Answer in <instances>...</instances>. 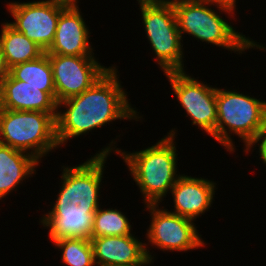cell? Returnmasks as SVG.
<instances>
[{
    "label": "cell",
    "instance_id": "cell-1",
    "mask_svg": "<svg viewBox=\"0 0 266 266\" xmlns=\"http://www.w3.org/2000/svg\"><path fill=\"white\" fill-rule=\"evenodd\" d=\"M109 155H93L84 163L62 166L61 186L56 201L39 224L49 229L52 243L61 239L91 240L96 210L100 204V186Z\"/></svg>",
    "mask_w": 266,
    "mask_h": 266
},
{
    "label": "cell",
    "instance_id": "cell-2",
    "mask_svg": "<svg viewBox=\"0 0 266 266\" xmlns=\"http://www.w3.org/2000/svg\"><path fill=\"white\" fill-rule=\"evenodd\" d=\"M119 77L116 65H112L89 89L58 102L56 136L60 147L72 138L118 119L139 121L143 118L129 102Z\"/></svg>",
    "mask_w": 266,
    "mask_h": 266
},
{
    "label": "cell",
    "instance_id": "cell-3",
    "mask_svg": "<svg viewBox=\"0 0 266 266\" xmlns=\"http://www.w3.org/2000/svg\"><path fill=\"white\" fill-rule=\"evenodd\" d=\"M177 130L172 128L156 144L140 151L128 152L116 148L113 139L108 146L101 148L95 155L115 153L122 158L128 171L140 189L144 205L161 204L181 176L177 174L178 154L175 144ZM114 146V147H113ZM161 202V203H160Z\"/></svg>",
    "mask_w": 266,
    "mask_h": 266
},
{
    "label": "cell",
    "instance_id": "cell-4",
    "mask_svg": "<svg viewBox=\"0 0 266 266\" xmlns=\"http://www.w3.org/2000/svg\"><path fill=\"white\" fill-rule=\"evenodd\" d=\"M174 7L177 27L182 41L188 34L196 40L210 43L216 47L241 55L245 50L259 49L266 51L264 44L251 40L228 23L220 14L234 18L236 7L212 0H169ZM215 6L218 11L214 10ZM212 8V9H211ZM216 11V12H215ZM223 12V13H222ZM183 34V35H182Z\"/></svg>",
    "mask_w": 266,
    "mask_h": 266
},
{
    "label": "cell",
    "instance_id": "cell-5",
    "mask_svg": "<svg viewBox=\"0 0 266 266\" xmlns=\"http://www.w3.org/2000/svg\"><path fill=\"white\" fill-rule=\"evenodd\" d=\"M216 103L215 141L231 154L236 150L232 134L241 138L246 149L266 127V101L217 87Z\"/></svg>",
    "mask_w": 266,
    "mask_h": 266
},
{
    "label": "cell",
    "instance_id": "cell-6",
    "mask_svg": "<svg viewBox=\"0 0 266 266\" xmlns=\"http://www.w3.org/2000/svg\"><path fill=\"white\" fill-rule=\"evenodd\" d=\"M56 116L57 113L0 109V143L29 153L41 162L60 148Z\"/></svg>",
    "mask_w": 266,
    "mask_h": 266
},
{
    "label": "cell",
    "instance_id": "cell-7",
    "mask_svg": "<svg viewBox=\"0 0 266 266\" xmlns=\"http://www.w3.org/2000/svg\"><path fill=\"white\" fill-rule=\"evenodd\" d=\"M155 62L165 73L185 71L184 48L170 1L137 0Z\"/></svg>",
    "mask_w": 266,
    "mask_h": 266
},
{
    "label": "cell",
    "instance_id": "cell-8",
    "mask_svg": "<svg viewBox=\"0 0 266 266\" xmlns=\"http://www.w3.org/2000/svg\"><path fill=\"white\" fill-rule=\"evenodd\" d=\"M149 210L150 224L146 232L145 250L148 259L154 260L155 257L150 253L149 246L160 251L187 252L205 247V240L199 234L194 220L177 215L165 209L159 204H148L144 206ZM151 244V245H150ZM147 245H149L147 247Z\"/></svg>",
    "mask_w": 266,
    "mask_h": 266
},
{
    "label": "cell",
    "instance_id": "cell-9",
    "mask_svg": "<svg viewBox=\"0 0 266 266\" xmlns=\"http://www.w3.org/2000/svg\"><path fill=\"white\" fill-rule=\"evenodd\" d=\"M186 71L165 73L178 103L186 111V117L192 120L207 135L215 139L217 122L216 90L210 84H205Z\"/></svg>",
    "mask_w": 266,
    "mask_h": 266
},
{
    "label": "cell",
    "instance_id": "cell-10",
    "mask_svg": "<svg viewBox=\"0 0 266 266\" xmlns=\"http://www.w3.org/2000/svg\"><path fill=\"white\" fill-rule=\"evenodd\" d=\"M66 6L50 0L9 2L6 9L15 21L8 23L46 52L53 43L60 12Z\"/></svg>",
    "mask_w": 266,
    "mask_h": 266
},
{
    "label": "cell",
    "instance_id": "cell-11",
    "mask_svg": "<svg viewBox=\"0 0 266 266\" xmlns=\"http://www.w3.org/2000/svg\"><path fill=\"white\" fill-rule=\"evenodd\" d=\"M48 56L53 71L57 103L89 89L111 68L99 63L95 56Z\"/></svg>",
    "mask_w": 266,
    "mask_h": 266
},
{
    "label": "cell",
    "instance_id": "cell-12",
    "mask_svg": "<svg viewBox=\"0 0 266 266\" xmlns=\"http://www.w3.org/2000/svg\"><path fill=\"white\" fill-rule=\"evenodd\" d=\"M79 5H67L57 22L55 37L47 54L64 56H94V48Z\"/></svg>",
    "mask_w": 266,
    "mask_h": 266
},
{
    "label": "cell",
    "instance_id": "cell-13",
    "mask_svg": "<svg viewBox=\"0 0 266 266\" xmlns=\"http://www.w3.org/2000/svg\"><path fill=\"white\" fill-rule=\"evenodd\" d=\"M216 185L208 178L182 174L170 190L174 202L170 212L195 221L213 205Z\"/></svg>",
    "mask_w": 266,
    "mask_h": 266
},
{
    "label": "cell",
    "instance_id": "cell-14",
    "mask_svg": "<svg viewBox=\"0 0 266 266\" xmlns=\"http://www.w3.org/2000/svg\"><path fill=\"white\" fill-rule=\"evenodd\" d=\"M134 234L91 238L95 266H138L147 260L145 243Z\"/></svg>",
    "mask_w": 266,
    "mask_h": 266
},
{
    "label": "cell",
    "instance_id": "cell-15",
    "mask_svg": "<svg viewBox=\"0 0 266 266\" xmlns=\"http://www.w3.org/2000/svg\"><path fill=\"white\" fill-rule=\"evenodd\" d=\"M0 109L57 113L58 103L44 87H33L9 74L0 85Z\"/></svg>",
    "mask_w": 266,
    "mask_h": 266
},
{
    "label": "cell",
    "instance_id": "cell-16",
    "mask_svg": "<svg viewBox=\"0 0 266 266\" xmlns=\"http://www.w3.org/2000/svg\"><path fill=\"white\" fill-rule=\"evenodd\" d=\"M39 163L31 154L0 143V200L16 192L24 179L36 175Z\"/></svg>",
    "mask_w": 266,
    "mask_h": 266
},
{
    "label": "cell",
    "instance_id": "cell-17",
    "mask_svg": "<svg viewBox=\"0 0 266 266\" xmlns=\"http://www.w3.org/2000/svg\"><path fill=\"white\" fill-rule=\"evenodd\" d=\"M0 31V44L9 68L35 60L45 53L40 46L17 31L7 21L1 23Z\"/></svg>",
    "mask_w": 266,
    "mask_h": 266
},
{
    "label": "cell",
    "instance_id": "cell-18",
    "mask_svg": "<svg viewBox=\"0 0 266 266\" xmlns=\"http://www.w3.org/2000/svg\"><path fill=\"white\" fill-rule=\"evenodd\" d=\"M9 74L14 79L25 81L33 87H44V92L56 100L52 66L46 52L35 60L13 66Z\"/></svg>",
    "mask_w": 266,
    "mask_h": 266
},
{
    "label": "cell",
    "instance_id": "cell-19",
    "mask_svg": "<svg viewBox=\"0 0 266 266\" xmlns=\"http://www.w3.org/2000/svg\"><path fill=\"white\" fill-rule=\"evenodd\" d=\"M130 222L121 210L117 208L102 209L100 206L94 215L92 238L133 234Z\"/></svg>",
    "mask_w": 266,
    "mask_h": 266
},
{
    "label": "cell",
    "instance_id": "cell-20",
    "mask_svg": "<svg viewBox=\"0 0 266 266\" xmlns=\"http://www.w3.org/2000/svg\"><path fill=\"white\" fill-rule=\"evenodd\" d=\"M61 251V262L66 266H95L91 240L61 239L53 242Z\"/></svg>",
    "mask_w": 266,
    "mask_h": 266
},
{
    "label": "cell",
    "instance_id": "cell-21",
    "mask_svg": "<svg viewBox=\"0 0 266 266\" xmlns=\"http://www.w3.org/2000/svg\"><path fill=\"white\" fill-rule=\"evenodd\" d=\"M258 145V149L256 148ZM257 149L259 153V158L262 160V163L266 166V127L264 130L249 144V146L243 150L244 153L248 154L249 152H254ZM253 149V150H252ZM252 150V151H251Z\"/></svg>",
    "mask_w": 266,
    "mask_h": 266
},
{
    "label": "cell",
    "instance_id": "cell-22",
    "mask_svg": "<svg viewBox=\"0 0 266 266\" xmlns=\"http://www.w3.org/2000/svg\"><path fill=\"white\" fill-rule=\"evenodd\" d=\"M9 72L10 68L7 65L5 55L0 44V85L2 84V81L9 75Z\"/></svg>",
    "mask_w": 266,
    "mask_h": 266
},
{
    "label": "cell",
    "instance_id": "cell-23",
    "mask_svg": "<svg viewBox=\"0 0 266 266\" xmlns=\"http://www.w3.org/2000/svg\"><path fill=\"white\" fill-rule=\"evenodd\" d=\"M50 1H57V2H61L67 5H78L79 3L78 0H50Z\"/></svg>",
    "mask_w": 266,
    "mask_h": 266
},
{
    "label": "cell",
    "instance_id": "cell-24",
    "mask_svg": "<svg viewBox=\"0 0 266 266\" xmlns=\"http://www.w3.org/2000/svg\"><path fill=\"white\" fill-rule=\"evenodd\" d=\"M212 1H218V2H222V3H225V4H229L231 6H234L236 7V0H212Z\"/></svg>",
    "mask_w": 266,
    "mask_h": 266
},
{
    "label": "cell",
    "instance_id": "cell-25",
    "mask_svg": "<svg viewBox=\"0 0 266 266\" xmlns=\"http://www.w3.org/2000/svg\"><path fill=\"white\" fill-rule=\"evenodd\" d=\"M152 263H153V261L148 259L144 264L138 265V266H147V265L150 266V264H152Z\"/></svg>",
    "mask_w": 266,
    "mask_h": 266
}]
</instances>
